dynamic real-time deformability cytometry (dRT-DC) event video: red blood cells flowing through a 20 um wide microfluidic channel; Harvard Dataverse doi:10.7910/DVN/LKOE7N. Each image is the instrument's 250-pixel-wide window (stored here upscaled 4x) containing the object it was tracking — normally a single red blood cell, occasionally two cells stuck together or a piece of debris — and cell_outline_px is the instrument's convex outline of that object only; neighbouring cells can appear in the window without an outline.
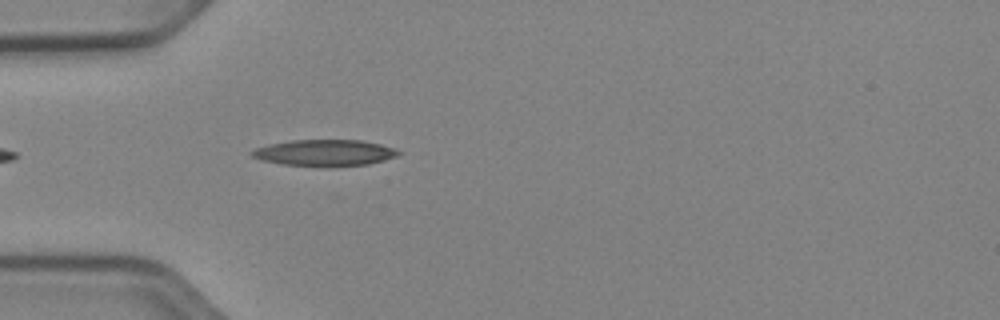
{"species": "Egyptian fruit bat (a non-hibernating species)", "species_latin": "Rousettus aegyptiacus", "temperature_condition": "cold", "stored_images_in_passage": 8, "camera_frame_rate_fps": 3000, "um_per_image_px": 0.085, "animal": {"sex": "female"}, "frame": {"image": 1, "passage_image": 4, "time_ms": 1.0, "image_size_px": [1000, 320], "cell_outline_px": [[404, 152], [400, 156], [368, 164], [284, 164], [260, 160], [252, 156], [248, 152], [256, 148], [268, 144], [292, 140], [360, 140], [380, 144], [396, 148]], "centroid_in_image_um": [27.63, 12.94], "position_along_channel_um": 57.4, "area_um2": 21.85}}